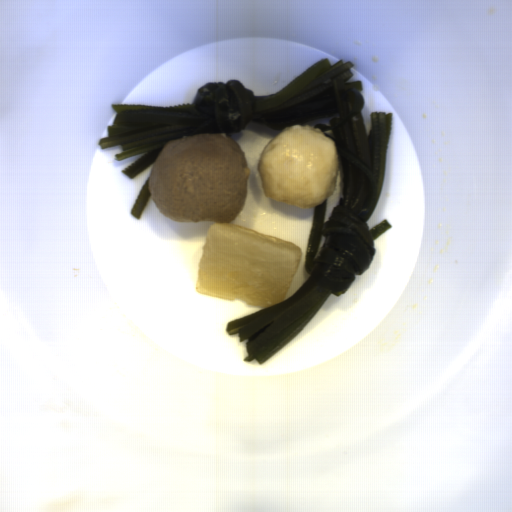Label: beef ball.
I'll use <instances>...</instances> for the list:
<instances>
[{
  "label": "beef ball",
  "mask_w": 512,
  "mask_h": 512,
  "mask_svg": "<svg viewBox=\"0 0 512 512\" xmlns=\"http://www.w3.org/2000/svg\"><path fill=\"white\" fill-rule=\"evenodd\" d=\"M247 158L229 134H196L167 141L152 164L150 194L167 219L230 223L244 207Z\"/></svg>",
  "instance_id": "1"
}]
</instances>
